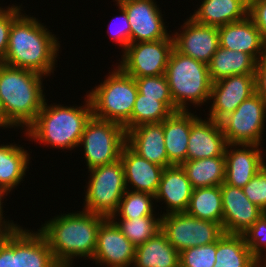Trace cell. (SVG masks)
I'll list each match as a JSON object with an SVG mask.
<instances>
[{
  "mask_svg": "<svg viewBox=\"0 0 266 267\" xmlns=\"http://www.w3.org/2000/svg\"><path fill=\"white\" fill-rule=\"evenodd\" d=\"M8 193H10L5 187H3L2 185H0V225H18L17 223L16 224H14V222H13V220H6L4 217L5 216H3V204L2 203H4V202H2V201H4V200H2V198L4 199L5 197L4 196H6V195H8ZM4 219V220H3ZM6 220V221H5Z\"/></svg>",
  "mask_w": 266,
  "mask_h": 267,
  "instance_id": "44",
  "label": "cell"
},
{
  "mask_svg": "<svg viewBox=\"0 0 266 267\" xmlns=\"http://www.w3.org/2000/svg\"><path fill=\"white\" fill-rule=\"evenodd\" d=\"M220 190L222 227L226 234L242 235L265 213L247 198L242 188L222 183Z\"/></svg>",
  "mask_w": 266,
  "mask_h": 267,
  "instance_id": "16",
  "label": "cell"
},
{
  "mask_svg": "<svg viewBox=\"0 0 266 267\" xmlns=\"http://www.w3.org/2000/svg\"><path fill=\"white\" fill-rule=\"evenodd\" d=\"M256 92L255 74L231 75L212 83L207 118L220 122Z\"/></svg>",
  "mask_w": 266,
  "mask_h": 267,
  "instance_id": "13",
  "label": "cell"
},
{
  "mask_svg": "<svg viewBox=\"0 0 266 267\" xmlns=\"http://www.w3.org/2000/svg\"><path fill=\"white\" fill-rule=\"evenodd\" d=\"M43 75L0 62V106L11 128L26 130L44 105ZM43 88V89H42Z\"/></svg>",
  "mask_w": 266,
  "mask_h": 267,
  "instance_id": "3",
  "label": "cell"
},
{
  "mask_svg": "<svg viewBox=\"0 0 266 267\" xmlns=\"http://www.w3.org/2000/svg\"><path fill=\"white\" fill-rule=\"evenodd\" d=\"M111 219L136 247L161 231V214L157 218L156 216H145L132 219Z\"/></svg>",
  "mask_w": 266,
  "mask_h": 267,
  "instance_id": "33",
  "label": "cell"
},
{
  "mask_svg": "<svg viewBox=\"0 0 266 267\" xmlns=\"http://www.w3.org/2000/svg\"><path fill=\"white\" fill-rule=\"evenodd\" d=\"M248 16L260 31L266 50V0H249Z\"/></svg>",
  "mask_w": 266,
  "mask_h": 267,
  "instance_id": "41",
  "label": "cell"
},
{
  "mask_svg": "<svg viewBox=\"0 0 266 267\" xmlns=\"http://www.w3.org/2000/svg\"><path fill=\"white\" fill-rule=\"evenodd\" d=\"M22 5H9L0 13V62L7 52L9 32L13 21L22 13ZM21 8V9H20Z\"/></svg>",
  "mask_w": 266,
  "mask_h": 267,
  "instance_id": "40",
  "label": "cell"
},
{
  "mask_svg": "<svg viewBox=\"0 0 266 267\" xmlns=\"http://www.w3.org/2000/svg\"><path fill=\"white\" fill-rule=\"evenodd\" d=\"M249 0H203L190 17L202 25L220 27L248 16Z\"/></svg>",
  "mask_w": 266,
  "mask_h": 267,
  "instance_id": "25",
  "label": "cell"
},
{
  "mask_svg": "<svg viewBox=\"0 0 266 267\" xmlns=\"http://www.w3.org/2000/svg\"><path fill=\"white\" fill-rule=\"evenodd\" d=\"M126 144L149 162L164 168L171 166L165 149L163 121L139 125L128 130Z\"/></svg>",
  "mask_w": 266,
  "mask_h": 267,
  "instance_id": "21",
  "label": "cell"
},
{
  "mask_svg": "<svg viewBox=\"0 0 266 267\" xmlns=\"http://www.w3.org/2000/svg\"><path fill=\"white\" fill-rule=\"evenodd\" d=\"M204 120L191 113L187 160L225 156L227 141L221 125L213 119Z\"/></svg>",
  "mask_w": 266,
  "mask_h": 267,
  "instance_id": "18",
  "label": "cell"
},
{
  "mask_svg": "<svg viewBox=\"0 0 266 267\" xmlns=\"http://www.w3.org/2000/svg\"><path fill=\"white\" fill-rule=\"evenodd\" d=\"M161 231L179 253L217 242L225 233L221 224L198 219L186 212L162 214Z\"/></svg>",
  "mask_w": 266,
  "mask_h": 267,
  "instance_id": "9",
  "label": "cell"
},
{
  "mask_svg": "<svg viewBox=\"0 0 266 267\" xmlns=\"http://www.w3.org/2000/svg\"><path fill=\"white\" fill-rule=\"evenodd\" d=\"M181 166L193 189L220 186L225 181V156L187 160Z\"/></svg>",
  "mask_w": 266,
  "mask_h": 267,
  "instance_id": "30",
  "label": "cell"
},
{
  "mask_svg": "<svg viewBox=\"0 0 266 267\" xmlns=\"http://www.w3.org/2000/svg\"><path fill=\"white\" fill-rule=\"evenodd\" d=\"M185 212L198 219L222 225L223 206L220 186L193 189Z\"/></svg>",
  "mask_w": 266,
  "mask_h": 267,
  "instance_id": "31",
  "label": "cell"
},
{
  "mask_svg": "<svg viewBox=\"0 0 266 267\" xmlns=\"http://www.w3.org/2000/svg\"><path fill=\"white\" fill-rule=\"evenodd\" d=\"M120 160L128 190L156 194L164 167L142 158L127 144L122 149Z\"/></svg>",
  "mask_w": 266,
  "mask_h": 267,
  "instance_id": "19",
  "label": "cell"
},
{
  "mask_svg": "<svg viewBox=\"0 0 266 267\" xmlns=\"http://www.w3.org/2000/svg\"><path fill=\"white\" fill-rule=\"evenodd\" d=\"M88 184L82 210L111 217L127 190L124 167L120 159L88 170Z\"/></svg>",
  "mask_w": 266,
  "mask_h": 267,
  "instance_id": "7",
  "label": "cell"
},
{
  "mask_svg": "<svg viewBox=\"0 0 266 267\" xmlns=\"http://www.w3.org/2000/svg\"><path fill=\"white\" fill-rule=\"evenodd\" d=\"M259 146L256 144H227L224 183L243 188L265 166V157H263L265 154L262 152L264 147L260 146L259 148Z\"/></svg>",
  "mask_w": 266,
  "mask_h": 267,
  "instance_id": "17",
  "label": "cell"
},
{
  "mask_svg": "<svg viewBox=\"0 0 266 267\" xmlns=\"http://www.w3.org/2000/svg\"><path fill=\"white\" fill-rule=\"evenodd\" d=\"M0 127L2 128L3 127V129L4 128H11L8 124H7V122L4 120V117H3V114H2V109H1V106H0Z\"/></svg>",
  "mask_w": 266,
  "mask_h": 267,
  "instance_id": "46",
  "label": "cell"
},
{
  "mask_svg": "<svg viewBox=\"0 0 266 267\" xmlns=\"http://www.w3.org/2000/svg\"><path fill=\"white\" fill-rule=\"evenodd\" d=\"M24 14L21 13L11 25L2 63L51 76L59 56L58 38L40 20Z\"/></svg>",
  "mask_w": 266,
  "mask_h": 267,
  "instance_id": "1",
  "label": "cell"
},
{
  "mask_svg": "<svg viewBox=\"0 0 266 267\" xmlns=\"http://www.w3.org/2000/svg\"><path fill=\"white\" fill-rule=\"evenodd\" d=\"M83 106L48 105L46 100L35 121L26 128V137L60 150L78 148L85 126L93 116L88 95ZM62 148V149H61Z\"/></svg>",
  "mask_w": 266,
  "mask_h": 267,
  "instance_id": "4",
  "label": "cell"
},
{
  "mask_svg": "<svg viewBox=\"0 0 266 267\" xmlns=\"http://www.w3.org/2000/svg\"><path fill=\"white\" fill-rule=\"evenodd\" d=\"M126 145L124 126L94 116L88 121L78 147H84V158L88 170L113 163L120 159Z\"/></svg>",
  "mask_w": 266,
  "mask_h": 267,
  "instance_id": "8",
  "label": "cell"
},
{
  "mask_svg": "<svg viewBox=\"0 0 266 267\" xmlns=\"http://www.w3.org/2000/svg\"><path fill=\"white\" fill-rule=\"evenodd\" d=\"M138 93L150 98H159L173 113L179 111L170 94L165 74L135 78Z\"/></svg>",
  "mask_w": 266,
  "mask_h": 267,
  "instance_id": "35",
  "label": "cell"
},
{
  "mask_svg": "<svg viewBox=\"0 0 266 267\" xmlns=\"http://www.w3.org/2000/svg\"><path fill=\"white\" fill-rule=\"evenodd\" d=\"M20 227V225H0V245L4 242V239L11 231Z\"/></svg>",
  "mask_w": 266,
  "mask_h": 267,
  "instance_id": "45",
  "label": "cell"
},
{
  "mask_svg": "<svg viewBox=\"0 0 266 267\" xmlns=\"http://www.w3.org/2000/svg\"><path fill=\"white\" fill-rule=\"evenodd\" d=\"M16 267H61L44 235L20 227L16 229Z\"/></svg>",
  "mask_w": 266,
  "mask_h": 267,
  "instance_id": "23",
  "label": "cell"
},
{
  "mask_svg": "<svg viewBox=\"0 0 266 267\" xmlns=\"http://www.w3.org/2000/svg\"><path fill=\"white\" fill-rule=\"evenodd\" d=\"M4 9H5V8L0 7V13H1Z\"/></svg>",
  "mask_w": 266,
  "mask_h": 267,
  "instance_id": "48",
  "label": "cell"
},
{
  "mask_svg": "<svg viewBox=\"0 0 266 267\" xmlns=\"http://www.w3.org/2000/svg\"><path fill=\"white\" fill-rule=\"evenodd\" d=\"M154 200V195L150 193L136 192L127 189L120 200L117 211L110 218L120 217L118 219H132L155 216V207L153 208Z\"/></svg>",
  "mask_w": 266,
  "mask_h": 267,
  "instance_id": "34",
  "label": "cell"
},
{
  "mask_svg": "<svg viewBox=\"0 0 266 267\" xmlns=\"http://www.w3.org/2000/svg\"><path fill=\"white\" fill-rule=\"evenodd\" d=\"M0 267H16V229L0 245Z\"/></svg>",
  "mask_w": 266,
  "mask_h": 267,
  "instance_id": "42",
  "label": "cell"
},
{
  "mask_svg": "<svg viewBox=\"0 0 266 267\" xmlns=\"http://www.w3.org/2000/svg\"><path fill=\"white\" fill-rule=\"evenodd\" d=\"M107 76L87 93L93 116L124 125L131 118L138 93L135 78L117 66Z\"/></svg>",
  "mask_w": 266,
  "mask_h": 267,
  "instance_id": "6",
  "label": "cell"
},
{
  "mask_svg": "<svg viewBox=\"0 0 266 267\" xmlns=\"http://www.w3.org/2000/svg\"><path fill=\"white\" fill-rule=\"evenodd\" d=\"M213 267H260V262L252 255L243 235L226 234L216 242Z\"/></svg>",
  "mask_w": 266,
  "mask_h": 267,
  "instance_id": "28",
  "label": "cell"
},
{
  "mask_svg": "<svg viewBox=\"0 0 266 267\" xmlns=\"http://www.w3.org/2000/svg\"><path fill=\"white\" fill-rule=\"evenodd\" d=\"M116 5L119 7L121 15L115 17L117 19H115L116 22L113 20L111 22L112 25H108L109 27L107 33H109V35H111L110 38L124 50L129 44H131V26L128 22V16L125 9L118 3Z\"/></svg>",
  "mask_w": 266,
  "mask_h": 267,
  "instance_id": "39",
  "label": "cell"
},
{
  "mask_svg": "<svg viewBox=\"0 0 266 267\" xmlns=\"http://www.w3.org/2000/svg\"><path fill=\"white\" fill-rule=\"evenodd\" d=\"M255 87L256 92L266 101V50L257 61Z\"/></svg>",
  "mask_w": 266,
  "mask_h": 267,
  "instance_id": "43",
  "label": "cell"
},
{
  "mask_svg": "<svg viewBox=\"0 0 266 267\" xmlns=\"http://www.w3.org/2000/svg\"><path fill=\"white\" fill-rule=\"evenodd\" d=\"M260 267H266V257H264L263 260L260 262Z\"/></svg>",
  "mask_w": 266,
  "mask_h": 267,
  "instance_id": "47",
  "label": "cell"
},
{
  "mask_svg": "<svg viewBox=\"0 0 266 267\" xmlns=\"http://www.w3.org/2000/svg\"><path fill=\"white\" fill-rule=\"evenodd\" d=\"M181 28L180 33L172 35L174 49L208 65L220 46L218 27L199 24L189 17Z\"/></svg>",
  "mask_w": 266,
  "mask_h": 267,
  "instance_id": "15",
  "label": "cell"
},
{
  "mask_svg": "<svg viewBox=\"0 0 266 267\" xmlns=\"http://www.w3.org/2000/svg\"><path fill=\"white\" fill-rule=\"evenodd\" d=\"M105 218L84 210L64 213L45 221L37 230L46 238L57 263L61 267H73L77 257L92 260L98 229Z\"/></svg>",
  "mask_w": 266,
  "mask_h": 267,
  "instance_id": "2",
  "label": "cell"
},
{
  "mask_svg": "<svg viewBox=\"0 0 266 267\" xmlns=\"http://www.w3.org/2000/svg\"><path fill=\"white\" fill-rule=\"evenodd\" d=\"M220 46L251 55L256 61L265 53L261 33L253 20H243L218 27Z\"/></svg>",
  "mask_w": 266,
  "mask_h": 267,
  "instance_id": "22",
  "label": "cell"
},
{
  "mask_svg": "<svg viewBox=\"0 0 266 267\" xmlns=\"http://www.w3.org/2000/svg\"><path fill=\"white\" fill-rule=\"evenodd\" d=\"M242 235L252 255L261 262L263 257H266V213Z\"/></svg>",
  "mask_w": 266,
  "mask_h": 267,
  "instance_id": "37",
  "label": "cell"
},
{
  "mask_svg": "<svg viewBox=\"0 0 266 267\" xmlns=\"http://www.w3.org/2000/svg\"><path fill=\"white\" fill-rule=\"evenodd\" d=\"M179 254L166 235L159 231L136 247L132 267H179Z\"/></svg>",
  "mask_w": 266,
  "mask_h": 267,
  "instance_id": "26",
  "label": "cell"
},
{
  "mask_svg": "<svg viewBox=\"0 0 266 267\" xmlns=\"http://www.w3.org/2000/svg\"><path fill=\"white\" fill-rule=\"evenodd\" d=\"M242 189L247 198L266 213V164Z\"/></svg>",
  "mask_w": 266,
  "mask_h": 267,
  "instance_id": "38",
  "label": "cell"
},
{
  "mask_svg": "<svg viewBox=\"0 0 266 267\" xmlns=\"http://www.w3.org/2000/svg\"><path fill=\"white\" fill-rule=\"evenodd\" d=\"M171 97L178 110L201 106L210 100L212 81L208 65L172 50L165 71Z\"/></svg>",
  "mask_w": 266,
  "mask_h": 267,
  "instance_id": "5",
  "label": "cell"
},
{
  "mask_svg": "<svg viewBox=\"0 0 266 267\" xmlns=\"http://www.w3.org/2000/svg\"><path fill=\"white\" fill-rule=\"evenodd\" d=\"M126 11L131 26V43L166 39L167 26L155 0H115Z\"/></svg>",
  "mask_w": 266,
  "mask_h": 267,
  "instance_id": "12",
  "label": "cell"
},
{
  "mask_svg": "<svg viewBox=\"0 0 266 267\" xmlns=\"http://www.w3.org/2000/svg\"><path fill=\"white\" fill-rule=\"evenodd\" d=\"M191 131V112L179 110L163 120L165 149L171 165L187 161L188 139Z\"/></svg>",
  "mask_w": 266,
  "mask_h": 267,
  "instance_id": "24",
  "label": "cell"
},
{
  "mask_svg": "<svg viewBox=\"0 0 266 267\" xmlns=\"http://www.w3.org/2000/svg\"><path fill=\"white\" fill-rule=\"evenodd\" d=\"M193 188L184 168L181 165H171L164 168L155 203L164 201L166 212L163 214L185 212L187 210Z\"/></svg>",
  "mask_w": 266,
  "mask_h": 267,
  "instance_id": "20",
  "label": "cell"
},
{
  "mask_svg": "<svg viewBox=\"0 0 266 267\" xmlns=\"http://www.w3.org/2000/svg\"><path fill=\"white\" fill-rule=\"evenodd\" d=\"M256 65L251 55L219 46L208 64L209 76L214 83L231 75L255 74Z\"/></svg>",
  "mask_w": 266,
  "mask_h": 267,
  "instance_id": "27",
  "label": "cell"
},
{
  "mask_svg": "<svg viewBox=\"0 0 266 267\" xmlns=\"http://www.w3.org/2000/svg\"><path fill=\"white\" fill-rule=\"evenodd\" d=\"M265 118L266 101L255 92L219 123L228 144L263 146Z\"/></svg>",
  "mask_w": 266,
  "mask_h": 267,
  "instance_id": "10",
  "label": "cell"
},
{
  "mask_svg": "<svg viewBox=\"0 0 266 267\" xmlns=\"http://www.w3.org/2000/svg\"><path fill=\"white\" fill-rule=\"evenodd\" d=\"M215 254L216 242L187 248L179 254V267H213Z\"/></svg>",
  "mask_w": 266,
  "mask_h": 267,
  "instance_id": "36",
  "label": "cell"
},
{
  "mask_svg": "<svg viewBox=\"0 0 266 267\" xmlns=\"http://www.w3.org/2000/svg\"><path fill=\"white\" fill-rule=\"evenodd\" d=\"M173 112L159 98L137 93L131 118L123 125L125 131L143 124L161 123Z\"/></svg>",
  "mask_w": 266,
  "mask_h": 267,
  "instance_id": "32",
  "label": "cell"
},
{
  "mask_svg": "<svg viewBox=\"0 0 266 267\" xmlns=\"http://www.w3.org/2000/svg\"><path fill=\"white\" fill-rule=\"evenodd\" d=\"M29 153L17 144L0 145V185L9 192L25 178L29 168Z\"/></svg>",
  "mask_w": 266,
  "mask_h": 267,
  "instance_id": "29",
  "label": "cell"
},
{
  "mask_svg": "<svg viewBox=\"0 0 266 267\" xmlns=\"http://www.w3.org/2000/svg\"><path fill=\"white\" fill-rule=\"evenodd\" d=\"M136 246L121 232L115 222L105 218L99 226L92 261L105 267H132Z\"/></svg>",
  "mask_w": 266,
  "mask_h": 267,
  "instance_id": "14",
  "label": "cell"
},
{
  "mask_svg": "<svg viewBox=\"0 0 266 267\" xmlns=\"http://www.w3.org/2000/svg\"><path fill=\"white\" fill-rule=\"evenodd\" d=\"M173 49L172 34L166 39L131 43L122 50L118 67L133 78L163 75Z\"/></svg>",
  "mask_w": 266,
  "mask_h": 267,
  "instance_id": "11",
  "label": "cell"
}]
</instances>
